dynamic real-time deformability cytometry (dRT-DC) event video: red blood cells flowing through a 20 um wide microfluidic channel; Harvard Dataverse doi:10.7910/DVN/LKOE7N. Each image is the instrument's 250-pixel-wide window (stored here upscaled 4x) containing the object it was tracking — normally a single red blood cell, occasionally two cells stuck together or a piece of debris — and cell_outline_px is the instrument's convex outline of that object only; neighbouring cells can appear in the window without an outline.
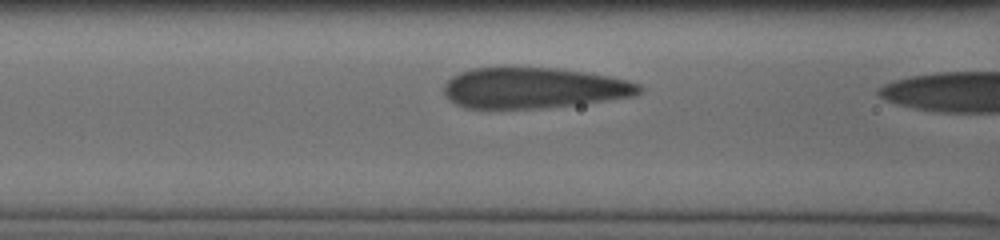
{"species": "human", "species_latin": "Homo sapiens", "temperature_condition": "cold", "stored_images_in_passage": 10, "camera_frame_rate_fps": 3000, "um_per_image_px": 0.085, "donor": {"sex": "male"}, "frame": {"image": 1, "passage_image": 9, "time_ms": 2.667, "image_size_px": [1000, 240], "cell_outline_px": [[644, 88], [636, 96], [580, 104], [540, 108], [464, 108], [448, 100], [444, 92], [444, 84], [452, 76], [460, 72], [472, 68], [504, 64], [556, 68], [584, 72], [608, 76], [628, 80], [640, 84]], "centroid_in_image_um": [45.32, 7.44], "position_along_channel_um": 121.3, "area_um2": 47.63}}